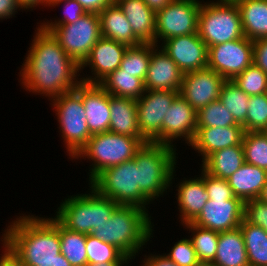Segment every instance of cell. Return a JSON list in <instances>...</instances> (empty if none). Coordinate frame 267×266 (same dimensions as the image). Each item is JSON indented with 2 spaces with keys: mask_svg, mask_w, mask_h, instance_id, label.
Returning <instances> with one entry per match:
<instances>
[{
  "mask_svg": "<svg viewBox=\"0 0 267 266\" xmlns=\"http://www.w3.org/2000/svg\"><path fill=\"white\" fill-rule=\"evenodd\" d=\"M253 64V41L246 37L208 48L207 67L225 80H233Z\"/></svg>",
  "mask_w": 267,
  "mask_h": 266,
  "instance_id": "4fadbf2b",
  "label": "cell"
},
{
  "mask_svg": "<svg viewBox=\"0 0 267 266\" xmlns=\"http://www.w3.org/2000/svg\"><path fill=\"white\" fill-rule=\"evenodd\" d=\"M36 29L19 73V82L27 92L45 95L50 101L75 90L81 83L80 65L67 55L51 32L40 25Z\"/></svg>",
  "mask_w": 267,
  "mask_h": 266,
  "instance_id": "6da1fadb",
  "label": "cell"
},
{
  "mask_svg": "<svg viewBox=\"0 0 267 266\" xmlns=\"http://www.w3.org/2000/svg\"><path fill=\"white\" fill-rule=\"evenodd\" d=\"M87 13L99 14L115 0H77Z\"/></svg>",
  "mask_w": 267,
  "mask_h": 266,
  "instance_id": "bcb514c9",
  "label": "cell"
},
{
  "mask_svg": "<svg viewBox=\"0 0 267 266\" xmlns=\"http://www.w3.org/2000/svg\"><path fill=\"white\" fill-rule=\"evenodd\" d=\"M7 266H14L11 262Z\"/></svg>",
  "mask_w": 267,
  "mask_h": 266,
  "instance_id": "94428289",
  "label": "cell"
},
{
  "mask_svg": "<svg viewBox=\"0 0 267 266\" xmlns=\"http://www.w3.org/2000/svg\"><path fill=\"white\" fill-rule=\"evenodd\" d=\"M66 152L72 159L91 138L81 96L75 91L50 100Z\"/></svg>",
  "mask_w": 267,
  "mask_h": 266,
  "instance_id": "9c48e42d",
  "label": "cell"
},
{
  "mask_svg": "<svg viewBox=\"0 0 267 266\" xmlns=\"http://www.w3.org/2000/svg\"><path fill=\"white\" fill-rule=\"evenodd\" d=\"M195 266H216L213 262L200 261Z\"/></svg>",
  "mask_w": 267,
  "mask_h": 266,
  "instance_id": "9f6ffc18",
  "label": "cell"
},
{
  "mask_svg": "<svg viewBox=\"0 0 267 266\" xmlns=\"http://www.w3.org/2000/svg\"><path fill=\"white\" fill-rule=\"evenodd\" d=\"M200 171L204 173V184L209 199L230 200L235 197L227 179L209 174L202 166Z\"/></svg>",
  "mask_w": 267,
  "mask_h": 266,
  "instance_id": "7bdbcfd3",
  "label": "cell"
},
{
  "mask_svg": "<svg viewBox=\"0 0 267 266\" xmlns=\"http://www.w3.org/2000/svg\"><path fill=\"white\" fill-rule=\"evenodd\" d=\"M245 163L242 145L213 152L201 166L211 175L228 179Z\"/></svg>",
  "mask_w": 267,
  "mask_h": 266,
  "instance_id": "f1b7e54d",
  "label": "cell"
},
{
  "mask_svg": "<svg viewBox=\"0 0 267 266\" xmlns=\"http://www.w3.org/2000/svg\"><path fill=\"white\" fill-rule=\"evenodd\" d=\"M196 131L197 111L179 94L162 121V144L176 147L173 142L182 139L189 146Z\"/></svg>",
  "mask_w": 267,
  "mask_h": 266,
  "instance_id": "9a60e30c",
  "label": "cell"
},
{
  "mask_svg": "<svg viewBox=\"0 0 267 266\" xmlns=\"http://www.w3.org/2000/svg\"><path fill=\"white\" fill-rule=\"evenodd\" d=\"M244 219L265 230L267 228V203L259 199L244 202Z\"/></svg>",
  "mask_w": 267,
  "mask_h": 266,
  "instance_id": "ee69618b",
  "label": "cell"
},
{
  "mask_svg": "<svg viewBox=\"0 0 267 266\" xmlns=\"http://www.w3.org/2000/svg\"><path fill=\"white\" fill-rule=\"evenodd\" d=\"M150 55L151 43L128 47L124 53L120 68L123 72H129L144 82L150 64Z\"/></svg>",
  "mask_w": 267,
  "mask_h": 266,
  "instance_id": "d590c367",
  "label": "cell"
},
{
  "mask_svg": "<svg viewBox=\"0 0 267 266\" xmlns=\"http://www.w3.org/2000/svg\"><path fill=\"white\" fill-rule=\"evenodd\" d=\"M244 219V202L237 197L230 200L209 199L193 224L218 233L240 227Z\"/></svg>",
  "mask_w": 267,
  "mask_h": 266,
  "instance_id": "2e32d148",
  "label": "cell"
},
{
  "mask_svg": "<svg viewBox=\"0 0 267 266\" xmlns=\"http://www.w3.org/2000/svg\"><path fill=\"white\" fill-rule=\"evenodd\" d=\"M182 226L192 234L189 239L199 261L212 262L217 252L219 233L214 230L199 227L192 222L185 223Z\"/></svg>",
  "mask_w": 267,
  "mask_h": 266,
  "instance_id": "1f68e13d",
  "label": "cell"
},
{
  "mask_svg": "<svg viewBox=\"0 0 267 266\" xmlns=\"http://www.w3.org/2000/svg\"><path fill=\"white\" fill-rule=\"evenodd\" d=\"M146 143L148 141L145 138L103 132L92 135L72 159L87 158L92 161L88 172L90 183L105 169L133 159L136 152Z\"/></svg>",
  "mask_w": 267,
  "mask_h": 266,
  "instance_id": "8992f818",
  "label": "cell"
},
{
  "mask_svg": "<svg viewBox=\"0 0 267 266\" xmlns=\"http://www.w3.org/2000/svg\"><path fill=\"white\" fill-rule=\"evenodd\" d=\"M226 80L208 67L184 73L179 94L196 110L219 100Z\"/></svg>",
  "mask_w": 267,
  "mask_h": 266,
  "instance_id": "5bb4252c",
  "label": "cell"
},
{
  "mask_svg": "<svg viewBox=\"0 0 267 266\" xmlns=\"http://www.w3.org/2000/svg\"><path fill=\"white\" fill-rule=\"evenodd\" d=\"M110 95L138 100L145 92L144 82L119 67L99 83Z\"/></svg>",
  "mask_w": 267,
  "mask_h": 266,
  "instance_id": "f546056e",
  "label": "cell"
},
{
  "mask_svg": "<svg viewBox=\"0 0 267 266\" xmlns=\"http://www.w3.org/2000/svg\"><path fill=\"white\" fill-rule=\"evenodd\" d=\"M176 187L178 188L175 196H177V207L180 213L179 219L183 225L192 222L209 200L204 184V173L201 171L199 177L184 178Z\"/></svg>",
  "mask_w": 267,
  "mask_h": 266,
  "instance_id": "7402d4cb",
  "label": "cell"
},
{
  "mask_svg": "<svg viewBox=\"0 0 267 266\" xmlns=\"http://www.w3.org/2000/svg\"><path fill=\"white\" fill-rule=\"evenodd\" d=\"M227 181L235 197L243 202L257 199L267 182V170L245 162Z\"/></svg>",
  "mask_w": 267,
  "mask_h": 266,
  "instance_id": "d4e9b609",
  "label": "cell"
},
{
  "mask_svg": "<svg viewBox=\"0 0 267 266\" xmlns=\"http://www.w3.org/2000/svg\"><path fill=\"white\" fill-rule=\"evenodd\" d=\"M212 262L216 266H249L240 227L219 233L217 252Z\"/></svg>",
  "mask_w": 267,
  "mask_h": 266,
  "instance_id": "4316f807",
  "label": "cell"
},
{
  "mask_svg": "<svg viewBox=\"0 0 267 266\" xmlns=\"http://www.w3.org/2000/svg\"><path fill=\"white\" fill-rule=\"evenodd\" d=\"M101 35L112 39L128 47L142 44L134 35L129 21L126 19L122 9L114 1L99 14Z\"/></svg>",
  "mask_w": 267,
  "mask_h": 266,
  "instance_id": "cb8c5ba5",
  "label": "cell"
},
{
  "mask_svg": "<svg viewBox=\"0 0 267 266\" xmlns=\"http://www.w3.org/2000/svg\"><path fill=\"white\" fill-rule=\"evenodd\" d=\"M86 236L70 231L59 223L61 253L72 266H87Z\"/></svg>",
  "mask_w": 267,
  "mask_h": 266,
  "instance_id": "d6a6232c",
  "label": "cell"
},
{
  "mask_svg": "<svg viewBox=\"0 0 267 266\" xmlns=\"http://www.w3.org/2000/svg\"><path fill=\"white\" fill-rule=\"evenodd\" d=\"M202 1L198 15V34L208 48L245 37L236 3Z\"/></svg>",
  "mask_w": 267,
  "mask_h": 266,
  "instance_id": "ba28073f",
  "label": "cell"
},
{
  "mask_svg": "<svg viewBox=\"0 0 267 266\" xmlns=\"http://www.w3.org/2000/svg\"><path fill=\"white\" fill-rule=\"evenodd\" d=\"M240 0H217L216 3H237Z\"/></svg>",
  "mask_w": 267,
  "mask_h": 266,
  "instance_id": "6f0895ef",
  "label": "cell"
},
{
  "mask_svg": "<svg viewBox=\"0 0 267 266\" xmlns=\"http://www.w3.org/2000/svg\"><path fill=\"white\" fill-rule=\"evenodd\" d=\"M0 266H7L10 263V258L6 251L3 249L2 253L0 254Z\"/></svg>",
  "mask_w": 267,
  "mask_h": 266,
  "instance_id": "db71d44e",
  "label": "cell"
},
{
  "mask_svg": "<svg viewBox=\"0 0 267 266\" xmlns=\"http://www.w3.org/2000/svg\"><path fill=\"white\" fill-rule=\"evenodd\" d=\"M15 219L3 230L0 238L1 248L14 266H36V262L57 258L61 244L59 222L55 218L22 213Z\"/></svg>",
  "mask_w": 267,
  "mask_h": 266,
  "instance_id": "7a4b0ae2",
  "label": "cell"
},
{
  "mask_svg": "<svg viewBox=\"0 0 267 266\" xmlns=\"http://www.w3.org/2000/svg\"><path fill=\"white\" fill-rule=\"evenodd\" d=\"M51 33L67 55L81 66L102 37L99 15L86 13L74 23L56 26Z\"/></svg>",
  "mask_w": 267,
  "mask_h": 266,
  "instance_id": "30bf717a",
  "label": "cell"
},
{
  "mask_svg": "<svg viewBox=\"0 0 267 266\" xmlns=\"http://www.w3.org/2000/svg\"><path fill=\"white\" fill-rule=\"evenodd\" d=\"M148 7L155 13L163 9L166 5L171 3L173 0H143Z\"/></svg>",
  "mask_w": 267,
  "mask_h": 266,
  "instance_id": "816d5d0a",
  "label": "cell"
},
{
  "mask_svg": "<svg viewBox=\"0 0 267 266\" xmlns=\"http://www.w3.org/2000/svg\"><path fill=\"white\" fill-rule=\"evenodd\" d=\"M60 3L64 4V13L60 19L55 18L53 21L43 20L42 23H37L47 32H51L56 26L74 23L87 13L77 0H62L52 4L50 7L55 8L57 5L59 7Z\"/></svg>",
  "mask_w": 267,
  "mask_h": 266,
  "instance_id": "60d3db41",
  "label": "cell"
},
{
  "mask_svg": "<svg viewBox=\"0 0 267 266\" xmlns=\"http://www.w3.org/2000/svg\"><path fill=\"white\" fill-rule=\"evenodd\" d=\"M236 4L244 36L252 41L267 38V0H240Z\"/></svg>",
  "mask_w": 267,
  "mask_h": 266,
  "instance_id": "83f0119b",
  "label": "cell"
},
{
  "mask_svg": "<svg viewBox=\"0 0 267 266\" xmlns=\"http://www.w3.org/2000/svg\"><path fill=\"white\" fill-rule=\"evenodd\" d=\"M75 91L81 96L91 135L109 131L110 94L100 84L81 82Z\"/></svg>",
  "mask_w": 267,
  "mask_h": 266,
  "instance_id": "d6986e66",
  "label": "cell"
},
{
  "mask_svg": "<svg viewBox=\"0 0 267 266\" xmlns=\"http://www.w3.org/2000/svg\"><path fill=\"white\" fill-rule=\"evenodd\" d=\"M178 95V91L145 90L136 100L138 127L148 142L162 144V121Z\"/></svg>",
  "mask_w": 267,
  "mask_h": 266,
  "instance_id": "7c38bea8",
  "label": "cell"
},
{
  "mask_svg": "<svg viewBox=\"0 0 267 266\" xmlns=\"http://www.w3.org/2000/svg\"><path fill=\"white\" fill-rule=\"evenodd\" d=\"M142 43L155 44L156 13L143 0H115Z\"/></svg>",
  "mask_w": 267,
  "mask_h": 266,
  "instance_id": "603a6c76",
  "label": "cell"
},
{
  "mask_svg": "<svg viewBox=\"0 0 267 266\" xmlns=\"http://www.w3.org/2000/svg\"><path fill=\"white\" fill-rule=\"evenodd\" d=\"M249 96L267 93V74L254 64L232 80Z\"/></svg>",
  "mask_w": 267,
  "mask_h": 266,
  "instance_id": "f35d334b",
  "label": "cell"
},
{
  "mask_svg": "<svg viewBox=\"0 0 267 266\" xmlns=\"http://www.w3.org/2000/svg\"><path fill=\"white\" fill-rule=\"evenodd\" d=\"M144 260H142L141 266H179L178 264L171 261L168 257H166L163 253V255L159 254H147L144 256Z\"/></svg>",
  "mask_w": 267,
  "mask_h": 266,
  "instance_id": "7dc6e473",
  "label": "cell"
},
{
  "mask_svg": "<svg viewBox=\"0 0 267 266\" xmlns=\"http://www.w3.org/2000/svg\"><path fill=\"white\" fill-rule=\"evenodd\" d=\"M237 125L230 111L219 101L210 102L197 111V127H227Z\"/></svg>",
  "mask_w": 267,
  "mask_h": 266,
  "instance_id": "74e56055",
  "label": "cell"
},
{
  "mask_svg": "<svg viewBox=\"0 0 267 266\" xmlns=\"http://www.w3.org/2000/svg\"><path fill=\"white\" fill-rule=\"evenodd\" d=\"M136 105L134 99L110 95L109 131L134 138H144L138 127Z\"/></svg>",
  "mask_w": 267,
  "mask_h": 266,
  "instance_id": "484cf974",
  "label": "cell"
},
{
  "mask_svg": "<svg viewBox=\"0 0 267 266\" xmlns=\"http://www.w3.org/2000/svg\"><path fill=\"white\" fill-rule=\"evenodd\" d=\"M87 265L107 262H131L116 246L106 243L92 234L86 236Z\"/></svg>",
  "mask_w": 267,
  "mask_h": 266,
  "instance_id": "e575fe53",
  "label": "cell"
},
{
  "mask_svg": "<svg viewBox=\"0 0 267 266\" xmlns=\"http://www.w3.org/2000/svg\"><path fill=\"white\" fill-rule=\"evenodd\" d=\"M245 162L267 170V136L262 131L244 132Z\"/></svg>",
  "mask_w": 267,
  "mask_h": 266,
  "instance_id": "8d00e7d4",
  "label": "cell"
},
{
  "mask_svg": "<svg viewBox=\"0 0 267 266\" xmlns=\"http://www.w3.org/2000/svg\"><path fill=\"white\" fill-rule=\"evenodd\" d=\"M249 266H267V232L245 219L240 224Z\"/></svg>",
  "mask_w": 267,
  "mask_h": 266,
  "instance_id": "4dcf8cb0",
  "label": "cell"
},
{
  "mask_svg": "<svg viewBox=\"0 0 267 266\" xmlns=\"http://www.w3.org/2000/svg\"><path fill=\"white\" fill-rule=\"evenodd\" d=\"M250 96L241 90L232 80H226L221 87L219 101L230 111L235 122H246Z\"/></svg>",
  "mask_w": 267,
  "mask_h": 266,
  "instance_id": "836d02e7",
  "label": "cell"
},
{
  "mask_svg": "<svg viewBox=\"0 0 267 266\" xmlns=\"http://www.w3.org/2000/svg\"><path fill=\"white\" fill-rule=\"evenodd\" d=\"M183 73L159 46L151 43L150 64L144 80L145 90L180 91Z\"/></svg>",
  "mask_w": 267,
  "mask_h": 266,
  "instance_id": "ffe728a7",
  "label": "cell"
},
{
  "mask_svg": "<svg viewBox=\"0 0 267 266\" xmlns=\"http://www.w3.org/2000/svg\"><path fill=\"white\" fill-rule=\"evenodd\" d=\"M202 1L173 0L156 12L155 45L172 37L198 33V15Z\"/></svg>",
  "mask_w": 267,
  "mask_h": 266,
  "instance_id": "8fae6325",
  "label": "cell"
},
{
  "mask_svg": "<svg viewBox=\"0 0 267 266\" xmlns=\"http://www.w3.org/2000/svg\"><path fill=\"white\" fill-rule=\"evenodd\" d=\"M36 266H72L62 253L48 262H36Z\"/></svg>",
  "mask_w": 267,
  "mask_h": 266,
  "instance_id": "f907efd6",
  "label": "cell"
},
{
  "mask_svg": "<svg viewBox=\"0 0 267 266\" xmlns=\"http://www.w3.org/2000/svg\"><path fill=\"white\" fill-rule=\"evenodd\" d=\"M130 262H107L101 264H88L87 266H128Z\"/></svg>",
  "mask_w": 267,
  "mask_h": 266,
  "instance_id": "f5cc1de1",
  "label": "cell"
},
{
  "mask_svg": "<svg viewBox=\"0 0 267 266\" xmlns=\"http://www.w3.org/2000/svg\"><path fill=\"white\" fill-rule=\"evenodd\" d=\"M244 132L240 124L227 127H197L193 142L189 146L200 154L203 163L213 152L242 145Z\"/></svg>",
  "mask_w": 267,
  "mask_h": 266,
  "instance_id": "44dd1931",
  "label": "cell"
},
{
  "mask_svg": "<svg viewBox=\"0 0 267 266\" xmlns=\"http://www.w3.org/2000/svg\"><path fill=\"white\" fill-rule=\"evenodd\" d=\"M147 210L134 205H118L111 218L96 227L91 234L106 243L116 246L129 259L134 260L136 255L147 246L153 238L152 218Z\"/></svg>",
  "mask_w": 267,
  "mask_h": 266,
  "instance_id": "3957f363",
  "label": "cell"
},
{
  "mask_svg": "<svg viewBox=\"0 0 267 266\" xmlns=\"http://www.w3.org/2000/svg\"><path fill=\"white\" fill-rule=\"evenodd\" d=\"M262 132L267 136V127Z\"/></svg>",
  "mask_w": 267,
  "mask_h": 266,
  "instance_id": "91938a15",
  "label": "cell"
},
{
  "mask_svg": "<svg viewBox=\"0 0 267 266\" xmlns=\"http://www.w3.org/2000/svg\"><path fill=\"white\" fill-rule=\"evenodd\" d=\"M248 105L244 131H263L267 127V93L250 96Z\"/></svg>",
  "mask_w": 267,
  "mask_h": 266,
  "instance_id": "ab89813d",
  "label": "cell"
},
{
  "mask_svg": "<svg viewBox=\"0 0 267 266\" xmlns=\"http://www.w3.org/2000/svg\"><path fill=\"white\" fill-rule=\"evenodd\" d=\"M164 255L179 266H195L200 262L188 237L175 242L171 251Z\"/></svg>",
  "mask_w": 267,
  "mask_h": 266,
  "instance_id": "b9f144b4",
  "label": "cell"
},
{
  "mask_svg": "<svg viewBox=\"0 0 267 266\" xmlns=\"http://www.w3.org/2000/svg\"><path fill=\"white\" fill-rule=\"evenodd\" d=\"M17 9L18 11L22 9L17 0H0V20L15 17Z\"/></svg>",
  "mask_w": 267,
  "mask_h": 266,
  "instance_id": "c3c4849f",
  "label": "cell"
},
{
  "mask_svg": "<svg viewBox=\"0 0 267 266\" xmlns=\"http://www.w3.org/2000/svg\"><path fill=\"white\" fill-rule=\"evenodd\" d=\"M87 193L67 196L57 208L54 218L70 231L91 234L111 215L118 204L99 195L91 186Z\"/></svg>",
  "mask_w": 267,
  "mask_h": 266,
  "instance_id": "5b68a950",
  "label": "cell"
},
{
  "mask_svg": "<svg viewBox=\"0 0 267 266\" xmlns=\"http://www.w3.org/2000/svg\"><path fill=\"white\" fill-rule=\"evenodd\" d=\"M176 151L177 149L172 146L148 142L135 154L139 189L151 203L163 197L172 186L178 159Z\"/></svg>",
  "mask_w": 267,
  "mask_h": 266,
  "instance_id": "277c9868",
  "label": "cell"
},
{
  "mask_svg": "<svg viewBox=\"0 0 267 266\" xmlns=\"http://www.w3.org/2000/svg\"><path fill=\"white\" fill-rule=\"evenodd\" d=\"M253 64L267 74V38L253 41Z\"/></svg>",
  "mask_w": 267,
  "mask_h": 266,
  "instance_id": "f6af8a7d",
  "label": "cell"
},
{
  "mask_svg": "<svg viewBox=\"0 0 267 266\" xmlns=\"http://www.w3.org/2000/svg\"><path fill=\"white\" fill-rule=\"evenodd\" d=\"M160 47L183 74L207 67L208 47L198 33L172 37L165 40Z\"/></svg>",
  "mask_w": 267,
  "mask_h": 266,
  "instance_id": "e0dca14e",
  "label": "cell"
},
{
  "mask_svg": "<svg viewBox=\"0 0 267 266\" xmlns=\"http://www.w3.org/2000/svg\"><path fill=\"white\" fill-rule=\"evenodd\" d=\"M257 199H259L261 202L267 203V182L263 186V189Z\"/></svg>",
  "mask_w": 267,
  "mask_h": 266,
  "instance_id": "11a10c76",
  "label": "cell"
},
{
  "mask_svg": "<svg viewBox=\"0 0 267 266\" xmlns=\"http://www.w3.org/2000/svg\"><path fill=\"white\" fill-rule=\"evenodd\" d=\"M59 1H62V0H47V7L50 8V6L56 2H59Z\"/></svg>",
  "mask_w": 267,
  "mask_h": 266,
  "instance_id": "680465c9",
  "label": "cell"
},
{
  "mask_svg": "<svg viewBox=\"0 0 267 266\" xmlns=\"http://www.w3.org/2000/svg\"><path fill=\"white\" fill-rule=\"evenodd\" d=\"M18 4L22 8V11L24 10H33V8H36L37 6H47V0H17Z\"/></svg>",
  "mask_w": 267,
  "mask_h": 266,
  "instance_id": "681fc988",
  "label": "cell"
},
{
  "mask_svg": "<svg viewBox=\"0 0 267 266\" xmlns=\"http://www.w3.org/2000/svg\"><path fill=\"white\" fill-rule=\"evenodd\" d=\"M127 48L128 46L124 44L102 36L92 47L90 55L80 66V71L89 67L92 75L82 77L81 82L99 84L110 73L120 67Z\"/></svg>",
  "mask_w": 267,
  "mask_h": 266,
  "instance_id": "ac0fdd59",
  "label": "cell"
},
{
  "mask_svg": "<svg viewBox=\"0 0 267 266\" xmlns=\"http://www.w3.org/2000/svg\"><path fill=\"white\" fill-rule=\"evenodd\" d=\"M88 184L99 195L114 200L118 205H134L148 211L151 204L139 189L138 168L134 158L105 169Z\"/></svg>",
  "mask_w": 267,
  "mask_h": 266,
  "instance_id": "52a82bcc",
  "label": "cell"
}]
</instances>
